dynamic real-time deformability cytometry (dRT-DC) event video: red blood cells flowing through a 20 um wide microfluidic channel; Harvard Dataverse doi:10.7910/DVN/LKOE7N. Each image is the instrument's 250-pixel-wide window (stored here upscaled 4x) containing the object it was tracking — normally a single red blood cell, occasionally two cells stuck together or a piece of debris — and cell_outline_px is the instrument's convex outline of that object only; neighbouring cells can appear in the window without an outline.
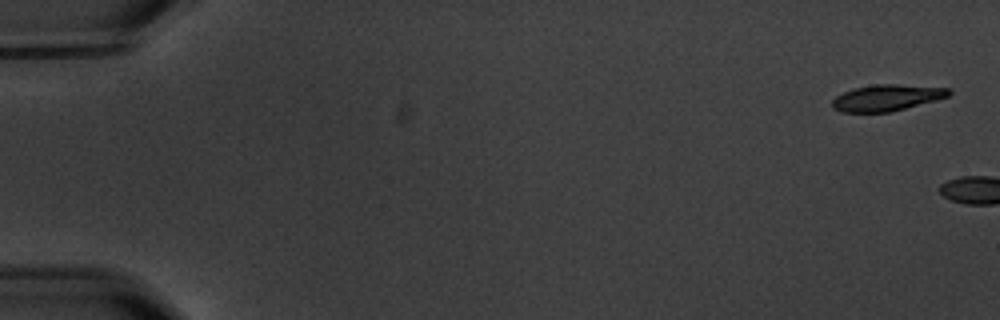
{"species": "common noctule bat (a hibernating species)", "species_latin": "Nyctalus noctula", "temperature_condition": "warm", "stored_images_in_passage": 2, "camera_frame_rate_fps": 3000, "um_per_image_px": 0.085, "animal": {"sex": "male", "body_mass_g": 20.1, "forearm_length_mm": 53.5}, "frame": {"image": 1, "passage_image": 1, "time_ms": 0.0, "image_size_px": [1000, 320], "cell_outline_px": [[952, 92], [948, 96], [936, 100], [892, 112], [844, 112], [832, 108], [832, 100], [836, 96], [852, 88], [872, 84], [896, 84], [948, 88]], "centroid_in_image_um": [75.36, 8.3], "position_along_channel_um": 9.6, "area_um2": 17.92}}